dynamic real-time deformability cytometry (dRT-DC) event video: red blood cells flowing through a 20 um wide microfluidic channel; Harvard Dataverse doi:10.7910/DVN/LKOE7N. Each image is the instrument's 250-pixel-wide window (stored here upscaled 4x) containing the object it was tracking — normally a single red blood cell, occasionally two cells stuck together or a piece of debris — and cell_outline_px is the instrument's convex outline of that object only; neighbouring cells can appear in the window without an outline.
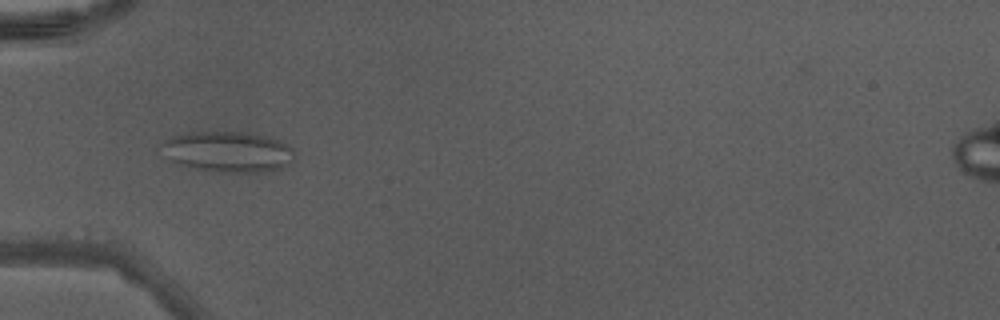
{"species": "Egyptian fruit bat (a non-hibernating species)", "species_latin": "Rousettus aegyptiacus", "temperature_condition": "warm", "stored_images_in_passage": 4, "camera_frame_rate_fps": 3000, "um_per_image_px": 0.085, "animal": {"sex": "male"}, "frame": {"image": 1, "passage_image": 1, "time_ms": 0.0, "image_size_px": [1000, 320], "cell_outline_px": [[296, 152], [292, 160], [284, 168], [268, 172], [216, 172], [196, 168], [172, 160], [160, 144], [172, 136], [192, 132], [244, 132], [272, 136], [288, 144]], "centroid_in_image_um": [19.5, 12.89], "position_along_channel_um": 65.5, "area_um2": 31.5}}